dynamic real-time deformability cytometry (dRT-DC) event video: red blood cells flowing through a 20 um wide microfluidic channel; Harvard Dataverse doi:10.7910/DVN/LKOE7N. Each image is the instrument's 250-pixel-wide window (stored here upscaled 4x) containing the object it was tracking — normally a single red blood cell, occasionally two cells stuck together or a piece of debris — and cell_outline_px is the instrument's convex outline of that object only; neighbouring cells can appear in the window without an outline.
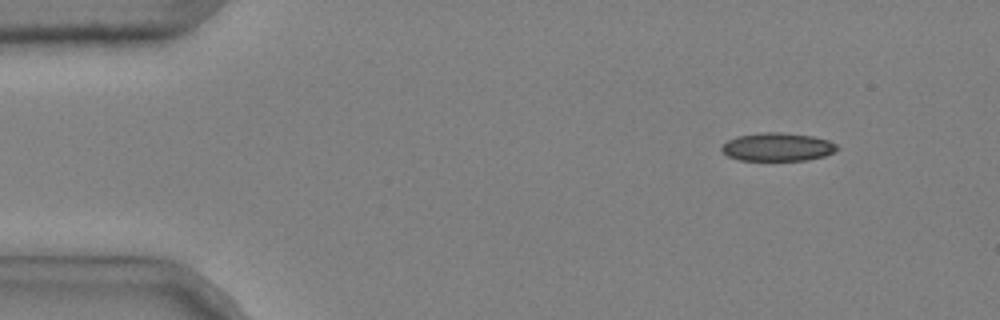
{"species": "common noctule bat (a hibernating species)", "species_latin": "Nyctalus noctula", "temperature_condition": "cold", "stored_images_in_passage": 3, "camera_frame_rate_fps": 3000, "um_per_image_px": 0.085, "animal": {"sex": "male", "body_mass_g": 20.4}, "frame": {"image": 1, "passage_image": 1, "time_ms": 0.0, "image_size_px": [1000, 320], "cell_outline_px": [[840, 148], [824, 156], [808, 160], [740, 160], [728, 156], [720, 148], [728, 140], [736, 136], [760, 132], [780, 132], [812, 136], [828, 140], [836, 144]], "centroid_in_image_um": [66.09, 12.48], "position_along_channel_um": 18.9, "area_um2": 18.96}}
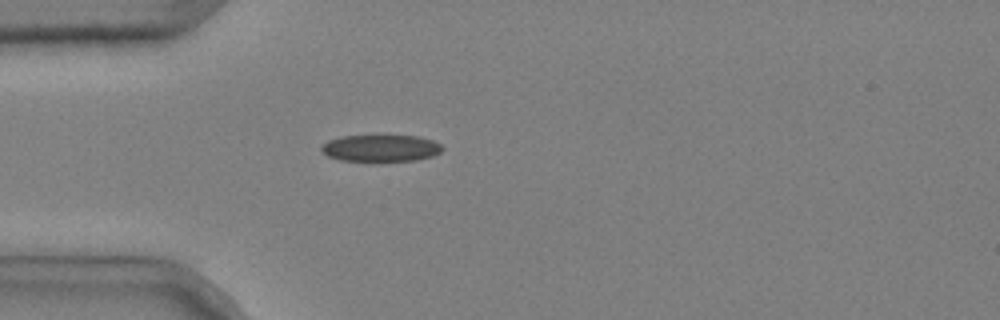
{"frame": {"image": 2, "passage_image": 3, "time_ms": 0.667, "image_size_px": [1000, 320], "cell_outline_px": [[444, 148], [440, 152], [432, 156], [416, 160], [340, 160], [328, 156], [320, 148], [328, 140], [340, 136], [420, 136], [432, 140], [440, 144]], "centroid_in_image_um": [32.38, 12.58], "position_along_channel_um": 52.6, "area_um2": 18.55}}